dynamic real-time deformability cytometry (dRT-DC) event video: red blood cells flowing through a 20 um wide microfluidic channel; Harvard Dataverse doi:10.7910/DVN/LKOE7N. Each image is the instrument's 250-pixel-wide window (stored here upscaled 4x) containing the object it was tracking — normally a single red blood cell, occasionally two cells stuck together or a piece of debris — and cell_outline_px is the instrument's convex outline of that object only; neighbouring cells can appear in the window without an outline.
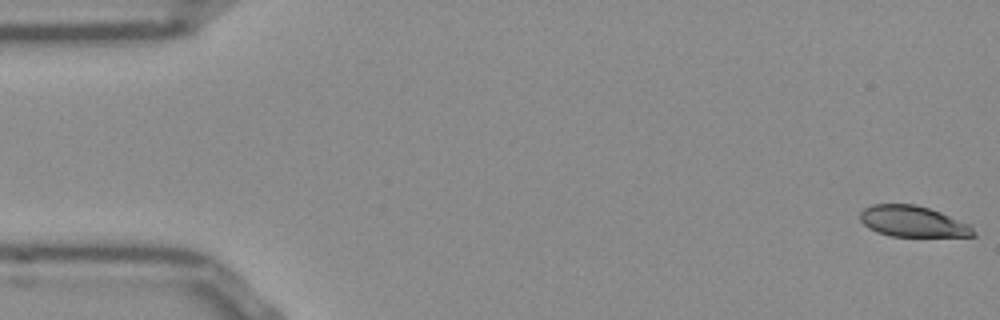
{"species": "Egyptian fruit bat (a non-hibernating species)", "species_latin": "Rousettus aegyptiacus", "temperature_condition": "room temperature", "stored_images_in_passage": 52, "camera_frame_rate_fps": 3000, "um_per_image_px": 0.085, "frame": {"image": 1, "passage_image": 1, "time_ms": 0.0, "image_size_px": [1000, 320], "cell_outline_px": [[976, 236], [892, 236], [876, 232], [868, 228], [860, 220], [860, 212], [864, 208], [872, 204], [916, 204], [940, 212], [968, 224], [976, 232]], "centroid_in_image_um": [77.55, 18.82], "position_along_channel_um": 7.4, "area_um2": 20.35}}
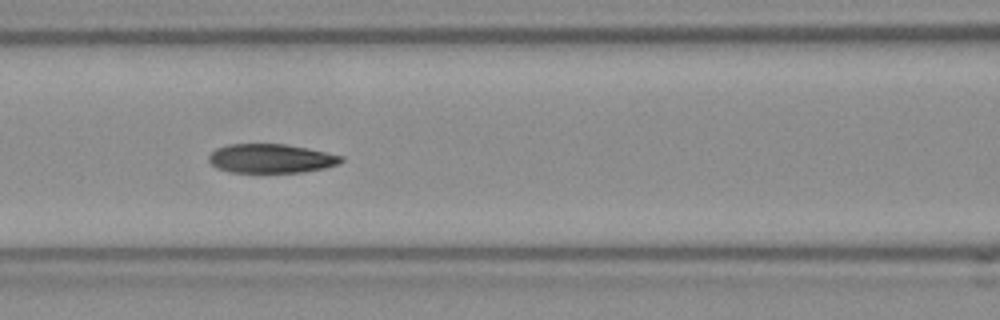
{"frame": {"image": 2, "passage_image": 22, "time_ms": 7.0, "image_size_px": [1000, 320], "cell_outline_px": [[344, 160], [340, 164], [324, 168], [304, 172], [228, 172], [216, 168], [208, 160], [208, 156], [216, 148], [228, 144], [284, 144], [308, 148], [344, 156]], "centroid_in_image_um": [23.05, 13.47], "position_along_channel_um": 143.6, "area_um2": 22.54}}
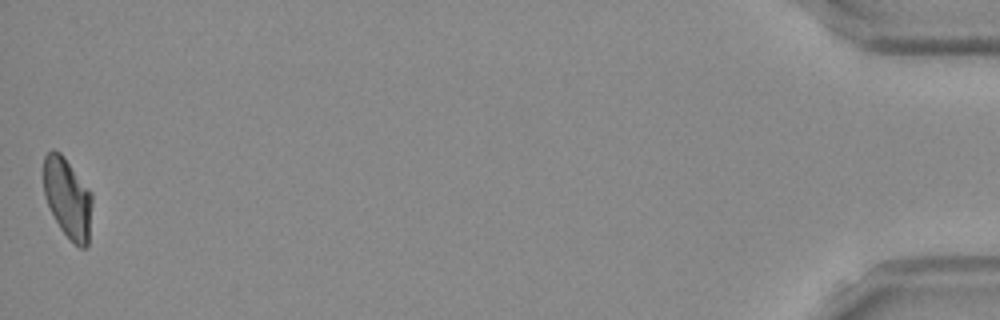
{"frame": {"image": 3, "passage_image": 52, "time_ms": 17.0, "image_size_px": [1000, 320], "cell_outline_px": [[92, 200], [88, 244], [84, 248], [80, 248], [60, 228], [44, 196], [44, 156], [52, 148], [60, 152], [64, 156], [92, 192]], "centroid_in_image_um": [5.75, 16.79], "position_along_channel_um": 429.4, "area_um2": 22.48}, "authors_computed_cell_mechanics": {"area_um2": 23.2356, "velocity_mm_per_s": 3.8734, "shape_relaxation_time_tau1_ms": 8.2584, "shape_relaxation_time_tau2_ms": 2.5824, "deformation_change_tau1": 0.2041, "deformation_change_tau2": 0.0723}}